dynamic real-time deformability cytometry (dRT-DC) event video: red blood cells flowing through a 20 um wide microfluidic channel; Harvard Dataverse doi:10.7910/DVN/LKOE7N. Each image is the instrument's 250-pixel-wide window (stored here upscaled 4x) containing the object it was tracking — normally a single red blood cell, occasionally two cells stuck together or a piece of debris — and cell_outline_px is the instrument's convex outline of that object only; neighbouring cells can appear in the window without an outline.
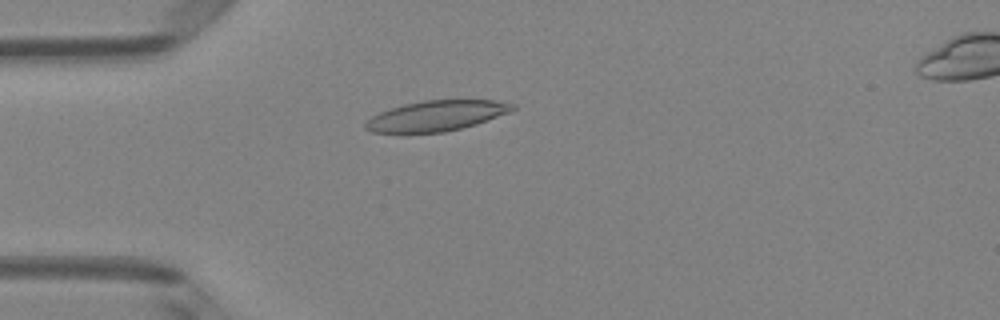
{"species": "Egyptian fruit bat (a non-hibernating species)", "species_latin": "Rousettus aegyptiacus", "temperature_condition": "room temperature", "stored_images_in_passage": 51, "camera_frame_rate_fps": 3000, "um_per_image_px": 0.085, "animal": {"sex": "female"}, "frame": {"image": 1, "passage_image": 14, "time_ms": 4.333, "image_size_px": [1000, 320], "cell_outline_px": [[516, 108], [508, 112], [476, 124], [444, 132], [372, 132], [364, 128], [364, 124], [372, 116], [380, 112], [404, 104], [424, 100], [492, 100], [516, 104]], "centroid_in_image_um": [37.09, 9.83], "position_along_channel_um": 47.9, "area_um2": 25.61}}
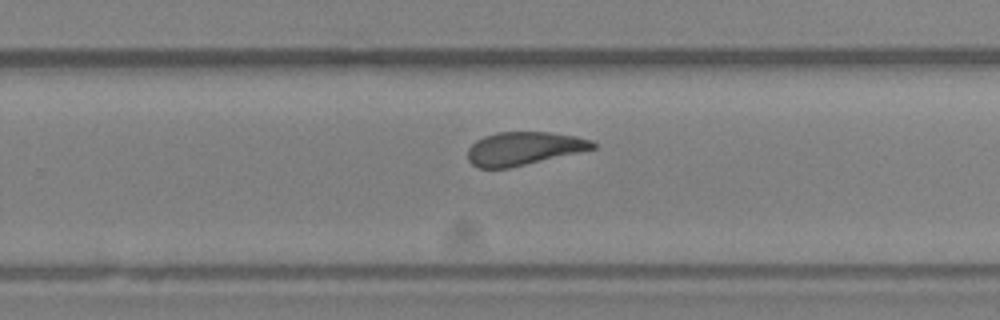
{"frame": {"image": 2, "passage_image": 33, "time_ms": 10.667, "image_size_px": [1000, 320], "cell_outline_px": [[596, 148], [508, 168], [476, 168], [468, 160], [468, 148], [476, 140], [484, 136], [496, 132], [548, 132], [576, 136], [592, 140], [596, 144]], "centroid_in_image_um": [44.49, 12.61], "position_along_channel_um": 285.3, "area_um2": 24.1}}
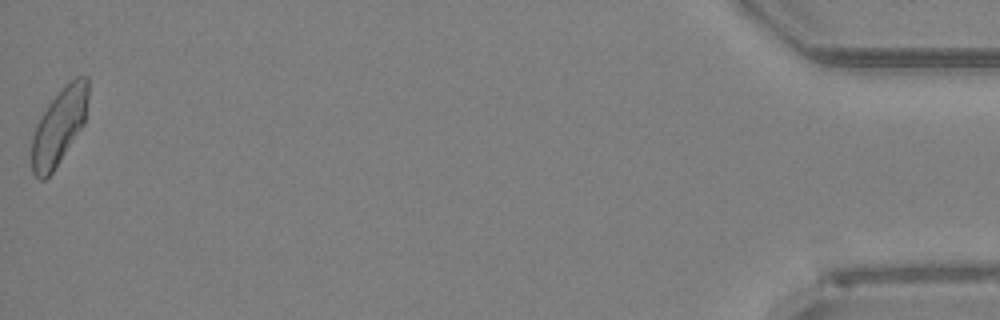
{"frame": {"image": 3, "passage_image": 51, "time_ms": 16.667, "image_size_px": [1000, 320], "cell_outline_px": [[88, 96], [84, 124], [52, 172], [44, 180], [40, 180], [32, 172], [32, 136], [36, 124], [40, 116], [48, 104], [64, 84], [76, 76], [88, 76]], "centroid_in_image_um": [5.02, 10.71], "position_along_channel_um": 430.2, "area_um2": 24.97}, "authors_computed_cell_mechanics": {"area_um2": 25.4898, "velocity_mm_per_s": 3.9925, "shape_relaxation_time_tau1_ms": null, "shape_relaxation_time_tau2_ms": 2.2994, "deformation_change_tau1": null, "deformation_change_tau2": 0.1095}}